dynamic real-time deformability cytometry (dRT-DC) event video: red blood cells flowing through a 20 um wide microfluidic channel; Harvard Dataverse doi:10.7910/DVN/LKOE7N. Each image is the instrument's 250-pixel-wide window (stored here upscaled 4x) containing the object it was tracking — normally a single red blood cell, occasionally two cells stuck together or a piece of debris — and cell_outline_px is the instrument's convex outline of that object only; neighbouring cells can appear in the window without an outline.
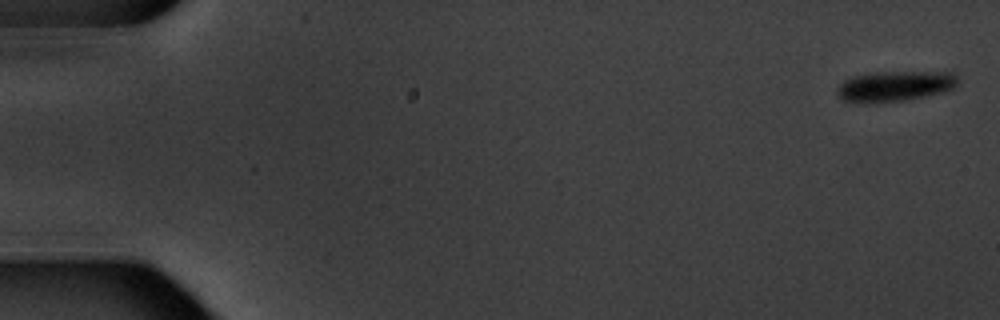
{"species": "common noctule bat (a hibernating species)", "species_latin": "Nyctalus noctula", "temperature_condition": "warm", "stored_images_in_passage": 6, "segment_of_instrument_passage": [1, 2], "camera_frame_rate_fps": 3000, "um_per_image_px": 0.085, "animal": {"sex": "male", "body_mass_g": 20.1, "forearm_length_mm": 53.5}, "frame": {"image": 1, "passage_image": 1, "time_ms": 0.0, "image_size_px": [1000, 320], "cell_outline_px": [[956, 84], [952, 88], [944, 92], [904, 100], [872, 104], [844, 100], [836, 96], [836, 92], [840, 84], [844, 80], [852, 76], [876, 72], [948, 72], [956, 76]], "centroid_in_image_um": [75.99, 7.33], "position_along_channel_um": 9.0, "area_um2": 21.33}}
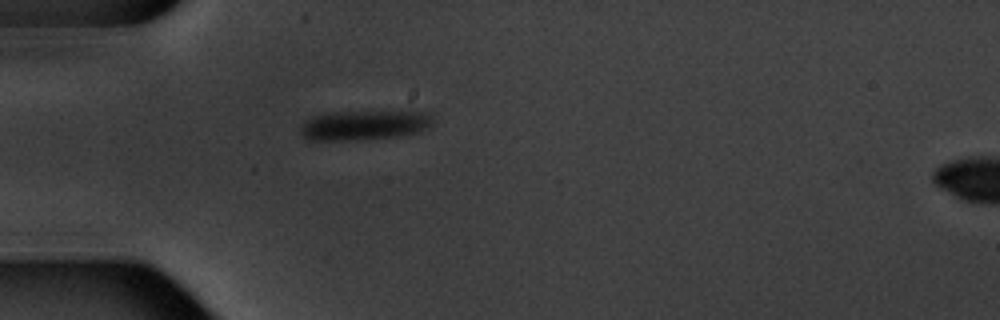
{"frame": {"image": 2, "passage_image": 5, "time_ms": 5.333, "image_size_px": [1000, 320], "cell_outline_px": [[432, 124], [428, 128], [420, 132], [400, 136], [348, 140], [308, 140], [300, 132], [300, 128], [304, 120], [312, 116], [332, 112], [428, 112], [432, 116]], "centroid_in_image_um": [30.95, 10.64], "position_along_channel_um": 54.1, "area_um2": 22.83}}